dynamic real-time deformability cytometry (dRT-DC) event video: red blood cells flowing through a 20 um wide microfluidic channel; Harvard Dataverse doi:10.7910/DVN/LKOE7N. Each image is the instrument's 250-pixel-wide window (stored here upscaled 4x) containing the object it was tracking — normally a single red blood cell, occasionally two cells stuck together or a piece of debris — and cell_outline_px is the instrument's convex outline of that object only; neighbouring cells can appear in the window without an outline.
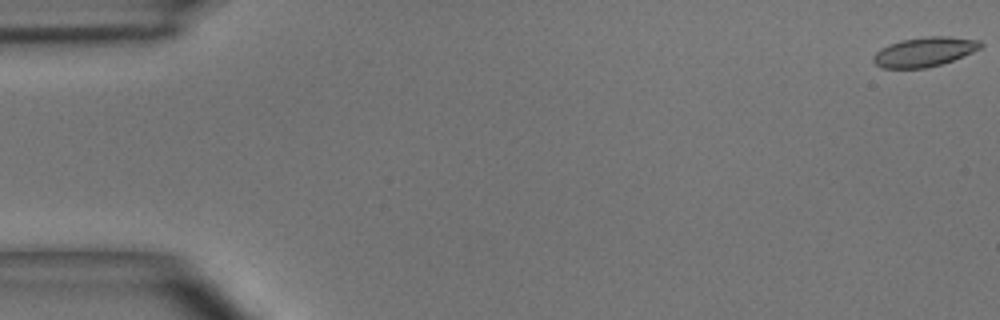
{"species": "common noctule bat (a hibernating species)", "species_latin": "Nyctalus noctula", "temperature_condition": "room temperature", "stored_images_in_passage": 50, "camera_frame_rate_fps": 3000, "um_per_image_px": 0.085, "animal": {"sex": "male", "body_mass_g": 15.6}, "frame": {"image": 1, "passage_image": 1, "time_ms": 0.0, "image_size_px": [1000, 320], "cell_outline_px": [[984, 44], [980, 48], [972, 52], [952, 60], [940, 64], [924, 68], [884, 68], [876, 64], [872, 60], [872, 56], [880, 48], [888, 44], [900, 40], [924, 36], [948, 36], [980, 40]], "centroid_in_image_um": [78.55, 4.39], "position_along_channel_um": 6.4, "area_um2": 18.44}}
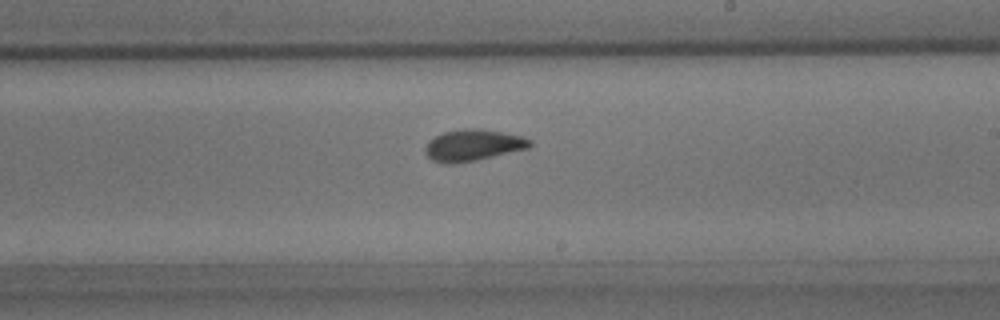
{"frame": {"image": 2, "passage_image": 30, "time_ms": 9.667, "image_size_px": [1000, 320], "cell_outline_px": [[532, 144], [528, 148], [476, 160], [452, 164], [444, 164], [432, 160], [424, 152], [424, 148], [428, 140], [444, 132], [464, 128], [480, 128], [524, 136], [532, 140]], "centroid_in_image_um": [40.19, 12.33], "position_along_channel_um": 248.8, "area_um2": 19.31}}
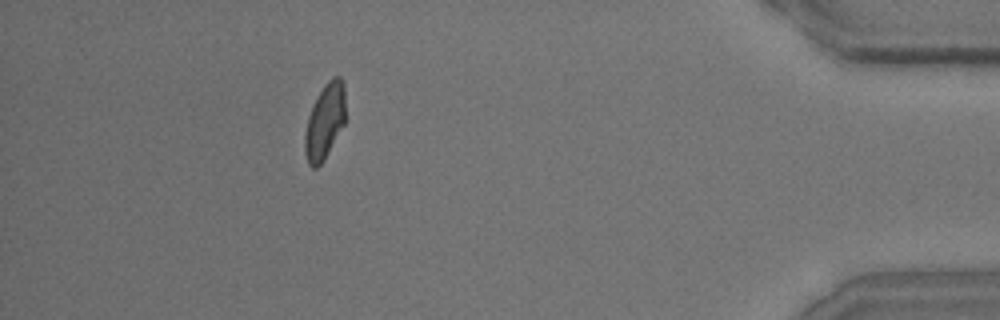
{"frame": {"image": 3, "passage_image": 46, "time_ms": 15.0, "image_size_px": [1000, 320], "cell_outline_px": [[344, 124], [324, 160], [316, 168], [312, 168], [308, 164], [304, 152], [304, 132], [308, 116], [312, 104], [316, 96], [324, 84], [332, 76], [340, 76], [344, 84]], "centroid_in_image_um": [27.58, 10.31], "position_along_channel_um": 407.6, "area_um2": 18.03}}